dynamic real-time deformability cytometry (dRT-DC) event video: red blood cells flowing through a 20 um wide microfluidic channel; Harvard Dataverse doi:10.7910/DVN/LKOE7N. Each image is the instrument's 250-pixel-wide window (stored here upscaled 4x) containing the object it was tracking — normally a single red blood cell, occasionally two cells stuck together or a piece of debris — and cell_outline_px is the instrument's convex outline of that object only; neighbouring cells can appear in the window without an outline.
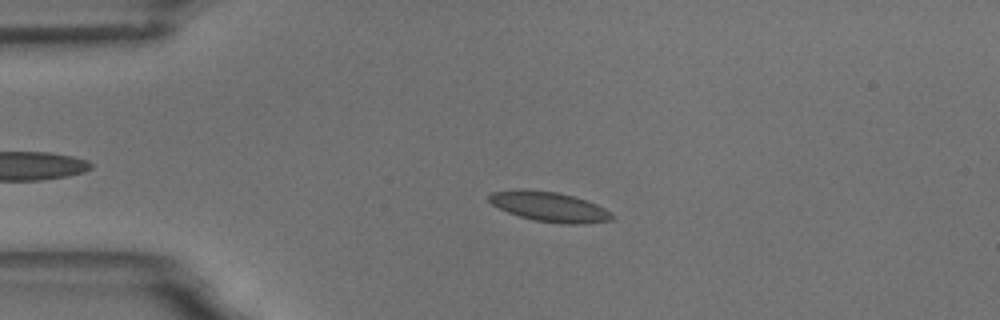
{"species": "common noctule bat (a hibernating species)", "species_latin": "Nyctalus noctula", "temperature_condition": "room temperature", "stored_images_in_passage": 52, "camera_frame_rate_fps": 3000, "um_per_image_px": 0.085, "animal": {"sex": "male", "body_mass_g": 18.8}, "frame": {"image": 1, "passage_image": 13, "time_ms": 4.0, "image_size_px": [1000, 320], "cell_outline_px": [[616, 216], [612, 220], [584, 224], [560, 224], [536, 220], [520, 216], [508, 212], [492, 204], [488, 200], [488, 196], [492, 192], [520, 188], [556, 192], [572, 196], [596, 204], [612, 212]], "centroid_in_image_um": [46.71, 17.57], "position_along_channel_um": 38.3, "area_um2": 21.39}}
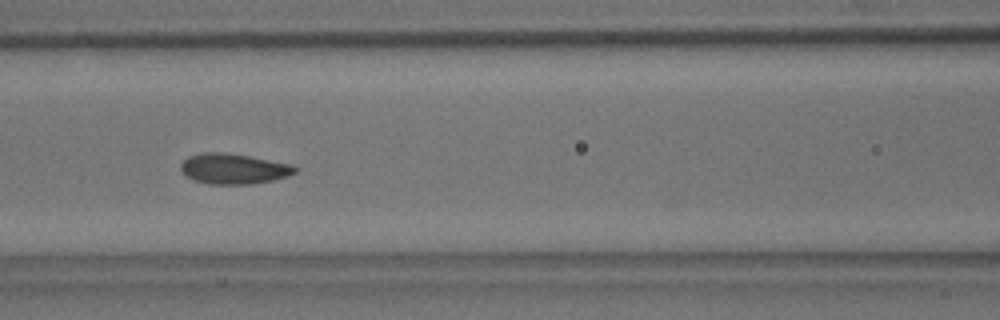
{"frame": {"image": 2, "passage_image": 25, "time_ms": 8.0, "image_size_px": [1000, 320], "cell_outline_px": [[300, 168], [296, 172], [288, 176], [272, 180], [252, 184], [208, 184], [192, 180], [180, 168], [180, 164], [188, 156], [200, 152], [220, 152], [248, 156], [288, 164]], "centroid_in_image_um": [19.83, 14.35], "position_along_channel_um": 146.8, "area_um2": 20.11}}
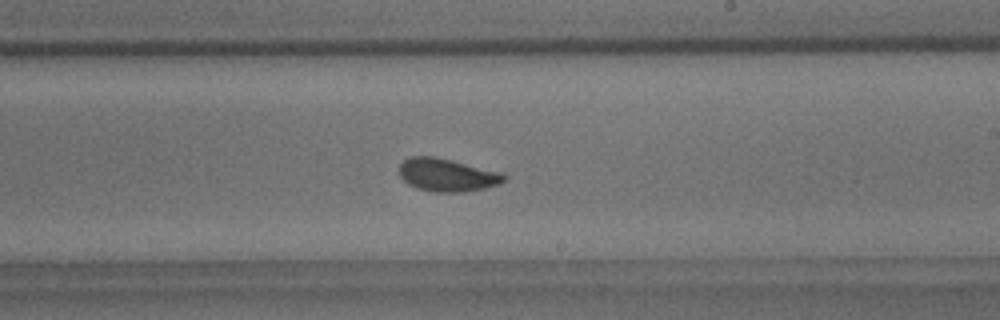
{"frame": {"image": 3, "passage_image": 34, "time_ms": 11.0, "image_size_px": [1000, 320], "cell_outline_px": [[508, 176], [500, 184], [484, 188], [464, 192], [436, 192], [416, 188], [408, 184], [400, 176], [400, 164], [404, 160], [412, 156], [436, 156], [504, 172]], "centroid_in_image_um": [38.05, 14.86], "position_along_channel_um": 251.0, "area_um2": 20.35}, "authors_computed_cell_mechanics": {"area_um2": 20.4034, "velocity_mm_per_s": 3.486, "shape_relaxation_time_tau1_ms": 3.2845, "shape_relaxation_time_tau2_ms": 1.1268, "deformation_change_tau1": 0.0956, "deformation_change_tau2": 0.0571}}